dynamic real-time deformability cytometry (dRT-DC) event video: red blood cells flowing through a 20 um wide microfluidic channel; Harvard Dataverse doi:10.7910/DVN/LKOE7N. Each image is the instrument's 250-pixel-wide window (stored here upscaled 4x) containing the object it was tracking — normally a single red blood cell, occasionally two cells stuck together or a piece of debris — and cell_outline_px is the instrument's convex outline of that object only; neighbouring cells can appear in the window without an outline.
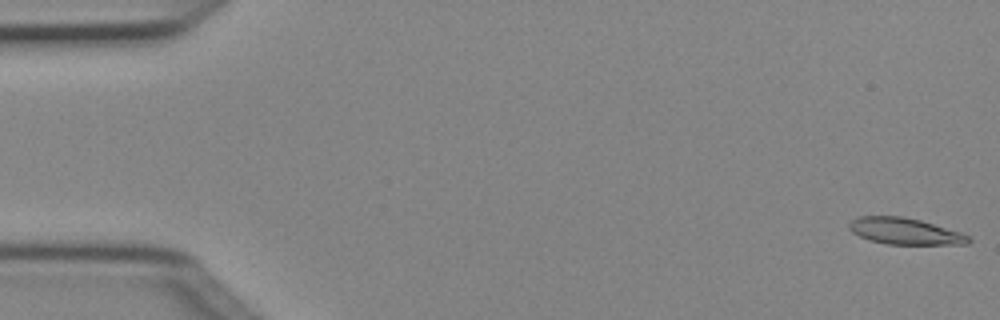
{"species": "Egyptian fruit bat (a non-hibernating species)", "species_latin": "Rousettus aegyptiacus", "temperature_condition": "cold", "stored_images_in_passage": 5, "camera_frame_rate_fps": 3000, "um_per_image_px": 0.085, "animal": {"sex": "female"}, "frame": {"image": 1, "passage_image": 1, "time_ms": 0.0, "image_size_px": [1000, 320], "cell_outline_px": [[972, 240], [968, 244], [888, 244], [868, 240], [852, 232], [848, 228], [848, 224], [852, 220], [860, 216], [904, 216], [920, 220], [960, 232], [968, 236]], "centroid_in_image_um": [76.89, 19.65], "position_along_channel_um": 8.1, "area_um2": 18.32}}
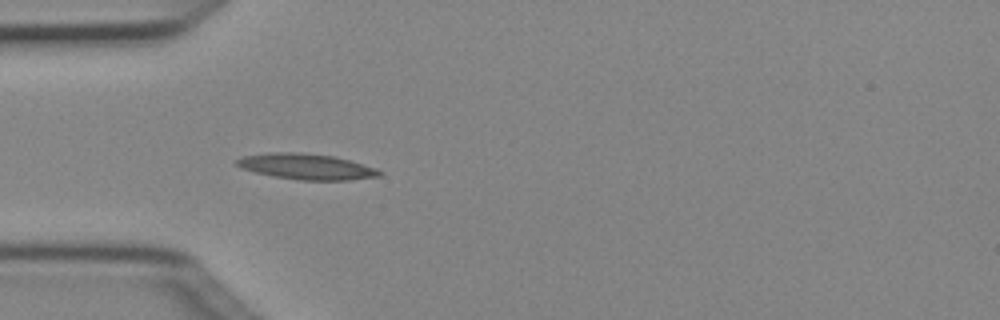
{"frame": {"image": 2, "passage_image": 5, "time_ms": 1.333, "image_size_px": [1000, 320], "cell_outline_px": [[384, 172], [380, 176], [348, 180], [300, 180], [272, 176], [240, 168], [236, 164], [236, 160], [244, 156], [268, 152], [300, 152], [332, 156], [348, 160], [376, 168]], "centroid_in_image_um": [26.03, 14.16], "position_along_channel_um": 59.0, "area_um2": 21.33}}